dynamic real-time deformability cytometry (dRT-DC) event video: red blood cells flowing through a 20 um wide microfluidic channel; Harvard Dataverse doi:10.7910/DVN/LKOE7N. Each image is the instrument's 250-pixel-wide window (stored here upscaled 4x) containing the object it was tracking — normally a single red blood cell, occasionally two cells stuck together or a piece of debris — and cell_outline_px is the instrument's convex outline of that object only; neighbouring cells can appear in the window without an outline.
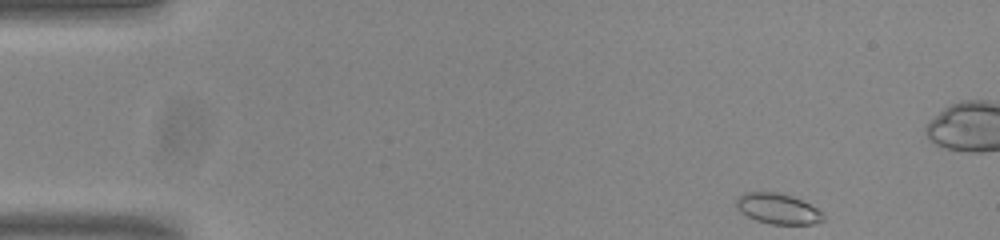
{"species": "common noctule bat (a hibernating species)", "species_latin": "Nyctalus noctula", "temperature_condition": "room temperature", "stored_images_in_passage": 50, "camera_frame_rate_fps": 3000, "um_per_image_px": 0.085, "animal": {"sex": "male", "body_mass_g": 20.0, "forearm_length_mm": 53.3}, "frame": {"image": 1, "passage_image": 1, "time_ms": 0.0, "image_size_px": [1000, 240], "cell_outline_px": [[824, 220], [812, 224], [772, 224], [756, 220], [740, 212], [736, 208], [736, 200], [744, 192], [776, 192], [792, 196], [816, 208], [824, 216]], "centroid_in_image_um": [66.08, 17.74], "position_along_channel_um": 18.9, "area_um2": 15.26}}
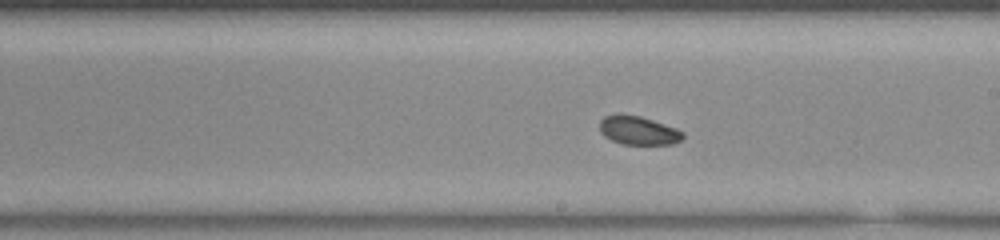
{"frame": {"image": 2, "passage_image": 26, "time_ms": 8.333, "image_size_px": [1000, 240], "cell_outline_px": [[684, 136], [680, 140], [672, 144], [624, 144], [612, 140], [604, 136], [600, 132], [600, 120], [604, 116], [616, 112], [620, 112], [640, 116], [676, 128], [684, 132]], "centroid_in_image_um": [54.22, 11.06], "position_along_channel_um": 234.8, "area_um2": 14.05}}
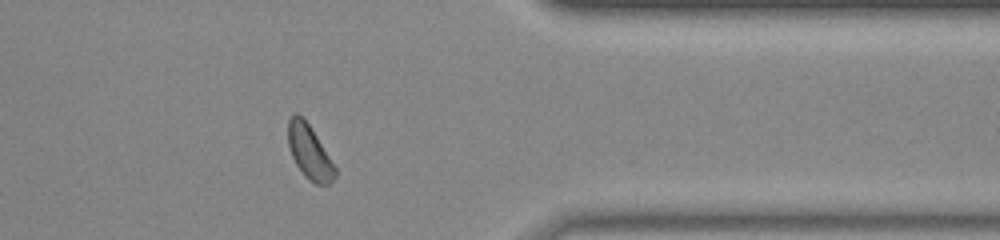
{"frame": {"image": 3, "passage_image": 39, "time_ms": 12.667, "image_size_px": [1000, 240], "cell_outline_px": [[336, 176], [328, 184], [316, 184], [308, 180], [304, 176], [296, 164], [292, 156], [288, 144], [288, 120], [296, 112], [308, 124], [316, 136], [336, 168]], "centroid_in_image_um": [26.29, 12.95], "position_along_channel_um": 385.1, "area_um2": 14.39}, "authors_computed_cell_mechanics": {"area_um2": 14.7968, "velocity_mm_per_s": 3.7988, "shape_relaxation_time_tau1_ms": null, "shape_relaxation_time_tau2_ms": 3.9256, "deformation_change_tau1": null, "deformation_change_tau2": 0.075}}